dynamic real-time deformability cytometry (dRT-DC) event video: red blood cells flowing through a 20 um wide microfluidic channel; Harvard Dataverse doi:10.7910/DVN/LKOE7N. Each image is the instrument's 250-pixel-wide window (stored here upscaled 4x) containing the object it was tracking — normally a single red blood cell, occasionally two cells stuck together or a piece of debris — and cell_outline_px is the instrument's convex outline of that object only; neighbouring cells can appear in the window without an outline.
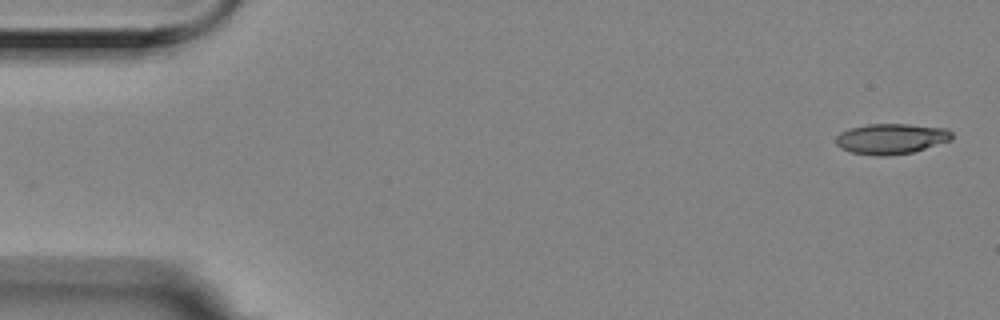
{"species": "Egyptian fruit bat (a non-hibernating species)", "species_latin": "Rousettus aegyptiacus", "temperature_condition": "room temperature", "stored_images_in_passage": 5, "camera_frame_rate_fps": 3000, "um_per_image_px": 0.085, "animal": {"sex": "female"}, "frame": {"image": 1, "passage_image": 1, "time_ms": 0.0, "image_size_px": [1000, 320], "cell_outline_px": [[952, 140], [912, 152], [888, 156], [876, 156], [852, 152], [840, 148], [836, 144], [836, 136], [840, 132], [852, 128], [868, 124], [908, 124], [944, 128], [952, 132]], "centroid_in_image_um": [75.74, 11.8], "position_along_channel_um": 9.3, "area_um2": 20.52}}